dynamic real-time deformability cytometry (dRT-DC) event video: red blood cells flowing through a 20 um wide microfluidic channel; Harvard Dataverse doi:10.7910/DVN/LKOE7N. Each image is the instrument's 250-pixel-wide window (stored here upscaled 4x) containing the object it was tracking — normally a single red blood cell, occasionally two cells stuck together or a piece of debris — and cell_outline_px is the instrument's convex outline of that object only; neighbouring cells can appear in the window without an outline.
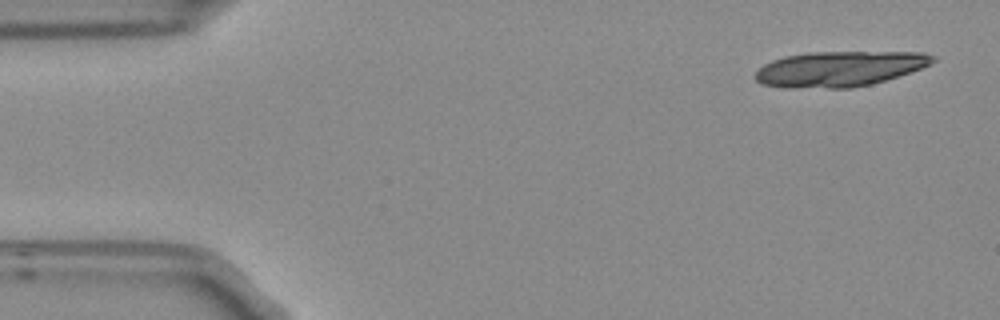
{"species": "Egyptian fruit bat (a non-hibernating species)", "species_latin": "Rousettus aegyptiacus", "temperature_condition": "room temperature", "stored_images_in_passage": 6, "camera_frame_rate_fps": 3000, "um_per_image_px": 0.085, "frame": {"image": 1, "passage_image": 1, "time_ms": 0.0, "image_size_px": [1000, 320], "cell_outline_px": [[936, 60], [920, 68], [872, 84], [852, 88], [788, 88], [760, 84], [752, 76], [764, 64], [772, 60], [784, 56], [808, 52], [924, 52], [936, 56]], "centroid_in_image_um": [71.3, 5.85], "position_along_channel_um": 13.7, "area_um2": 36.59}}
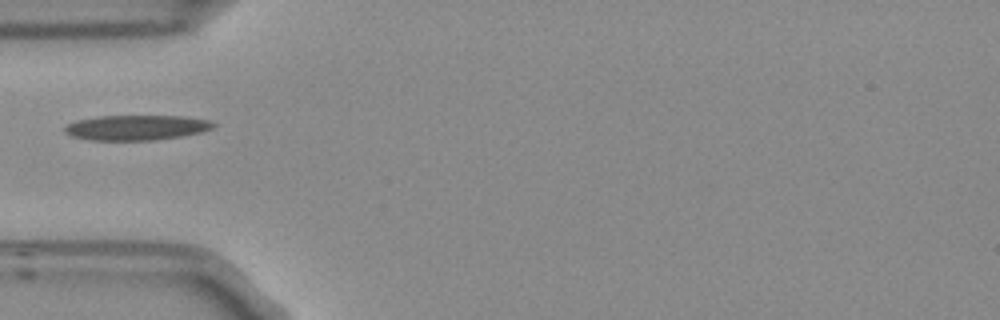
{"frame": {"image": 2, "passage_image": 5, "time_ms": 1.333, "image_size_px": [1000, 320], "cell_outline_px": [[216, 124], [212, 128], [200, 132], [180, 136], [152, 140], [92, 140], [72, 136], [64, 132], [64, 128], [68, 124], [76, 120], [100, 116], [184, 116], [212, 120]], "centroid_in_image_um": [11.6, 10.83], "position_along_channel_um": 73.4, "area_um2": 21.62}}